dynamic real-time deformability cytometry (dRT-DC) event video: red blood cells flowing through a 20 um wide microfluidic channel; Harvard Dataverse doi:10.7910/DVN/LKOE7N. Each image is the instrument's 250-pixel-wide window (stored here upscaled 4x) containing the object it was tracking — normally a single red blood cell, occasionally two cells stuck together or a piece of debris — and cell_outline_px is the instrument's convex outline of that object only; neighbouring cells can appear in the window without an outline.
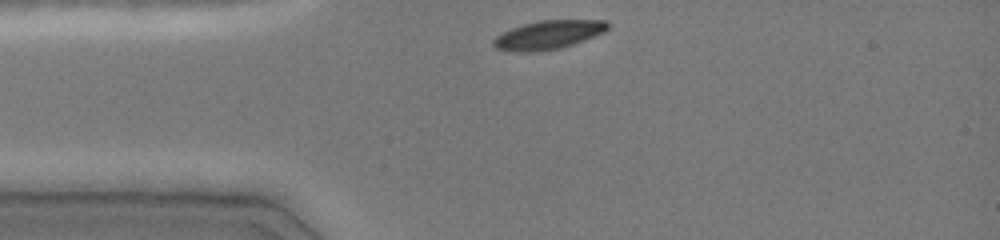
{"species": "common noctule bat (a hibernating species)", "species_latin": "Nyctalus noctula", "temperature_condition": "cold", "stored_images_in_passage": 31, "camera_frame_rate_fps": 3000, "um_per_image_px": 0.085, "animal": {"sex": "female", "body_mass_g": 19.0, "forearm_length_mm": 51.5}, "frame": {"image": 1, "passage_image": 1, "time_ms": 0.0, "image_size_px": [1000, 240], "cell_outline_px": [[608, 28], [604, 32], [584, 40], [560, 48], [536, 52], [512, 52], [496, 48], [492, 44], [492, 40], [496, 36], [512, 28], [524, 24], [540, 20], [608, 20]], "centroid_in_image_um": [46.59, 2.97], "position_along_channel_um": 38.4, "area_um2": 19.07}}
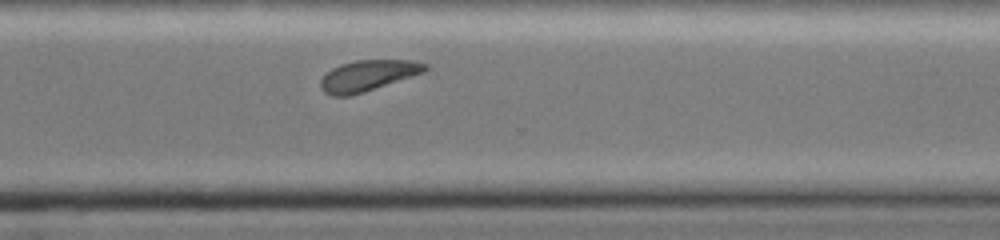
{"frame": {"image": 2, "passage_image": 25, "time_ms": 8.0, "image_size_px": [1000, 240], "cell_outline_px": [[428, 68], [424, 72], [364, 92], [348, 96], [332, 96], [324, 92], [320, 88], [320, 80], [332, 68], [340, 64], [356, 60], [412, 60], [428, 64]], "centroid_in_image_um": [31.26, 6.42], "position_along_channel_um": 339.3, "area_um2": 18.73}}
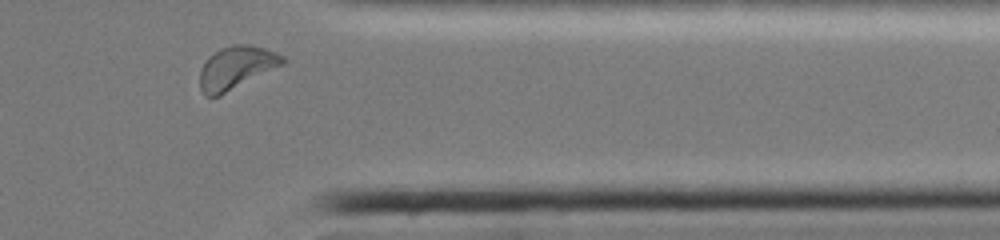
{"frame": {"image": 3, "passage_image": 29, "time_ms": 9.333, "image_size_px": [1000, 240], "cell_outline_px": [[288, 60], [284, 64], [220, 96], [204, 96], [200, 88], [200, 68], [208, 56], [220, 48], [232, 44], [248, 44], [264, 48], [276, 52], [284, 56]], "centroid_in_image_um": [20.08, 5.74], "position_along_channel_um": 391.3, "area_um2": 20.92}, "authors_computed_cell_mechanics": {"area_um2": 19.8254, "velocity_mm_per_s": 4.0039, "shape_relaxation_time_tau1_ms": 1.0268, "shape_relaxation_time_tau2_ms": null, "deformation_change_tau1": 0.0784, "deformation_change_tau2": null}}